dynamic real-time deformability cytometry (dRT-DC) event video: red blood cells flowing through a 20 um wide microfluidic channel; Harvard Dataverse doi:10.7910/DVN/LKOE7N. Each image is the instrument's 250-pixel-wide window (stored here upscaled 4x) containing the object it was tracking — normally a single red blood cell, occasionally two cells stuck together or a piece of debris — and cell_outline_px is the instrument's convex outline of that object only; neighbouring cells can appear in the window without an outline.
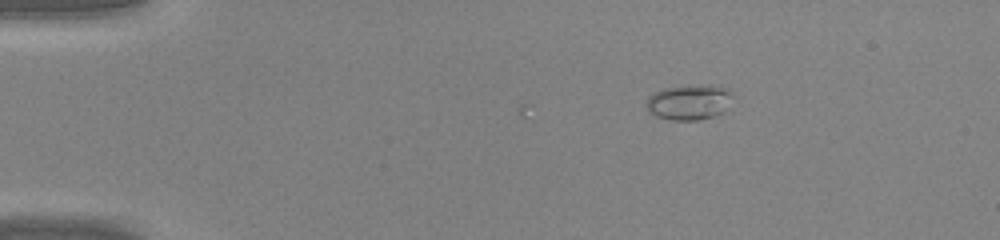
{"species": "common noctule bat (a hibernating species)", "species_latin": "Nyctalus noctula", "temperature_condition": "warm", "stored_images_in_passage": 4, "camera_frame_rate_fps": 3000, "um_per_image_px": 0.085, "animal": {"sex": "male", "body_mass_g": 20.0, "forearm_length_mm": 53.3}, "frame": {"image": 1, "passage_image": 1, "time_ms": 0.0, "image_size_px": [1000, 240], "cell_outline_px": [[732, 96], [724, 112], [716, 116], [700, 120], [672, 120], [656, 116], [648, 112], [644, 104], [648, 96], [664, 88], [708, 84], [728, 88], [732, 92]], "centroid_in_image_um": [58.57, 8.69], "position_along_channel_um": 26.4, "area_um2": 17.98}}